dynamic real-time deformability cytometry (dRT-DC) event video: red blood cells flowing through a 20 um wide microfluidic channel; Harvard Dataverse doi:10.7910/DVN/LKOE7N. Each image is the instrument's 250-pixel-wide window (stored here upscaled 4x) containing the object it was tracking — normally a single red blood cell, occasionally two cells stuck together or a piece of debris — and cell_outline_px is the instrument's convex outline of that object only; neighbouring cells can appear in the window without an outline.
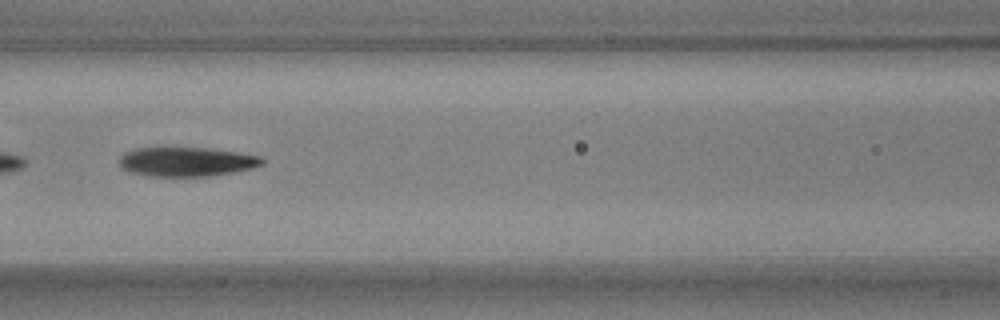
{"species": "common noctule bat (a hibernating species)", "species_latin": "Nyctalus noctula", "temperature_condition": "warm", "stored_images_in_passage": 39, "camera_frame_rate_fps": 3000, "um_per_image_px": 0.085, "animal": {"sex": "male", "body_mass_g": 17.9, "forearm_length_mm": 54.2}, "frame": {"image": 1, "passage_image": 9, "time_ms": 2.667, "image_size_px": [1000, 320], "cell_outline_px": [[264, 164], [252, 168], [212, 176], [152, 176], [132, 172], [120, 168], [120, 156], [124, 152], [136, 148], [208, 148], [264, 156]], "centroid_in_image_um": [15.89, 13.74], "position_along_channel_um": 150.7, "area_um2": 24.33}}
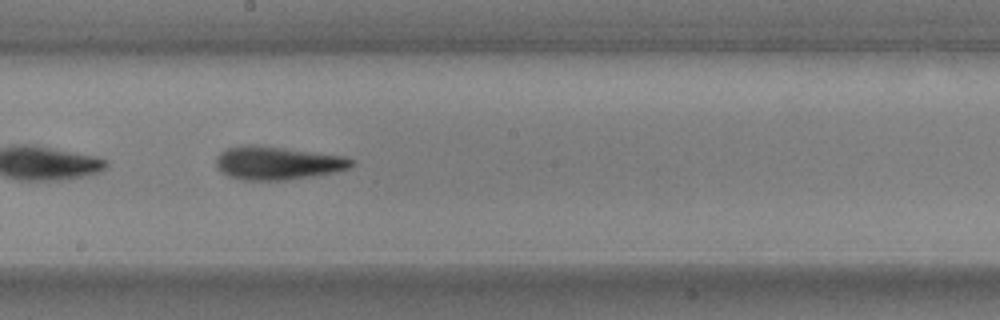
{"frame": {"image": 2, "passage_image": 15, "time_ms": 4.667, "image_size_px": [1000, 320], "cell_outline_px": [[352, 164], [348, 168], [336, 172], [284, 180], [240, 180], [228, 176], [220, 172], [216, 168], [216, 160], [220, 152], [228, 148], [248, 144], [256, 144], [344, 156], [352, 160]], "centroid_in_image_um": [23.52, 13.85], "position_along_channel_um": 224.7, "area_um2": 26.18}}
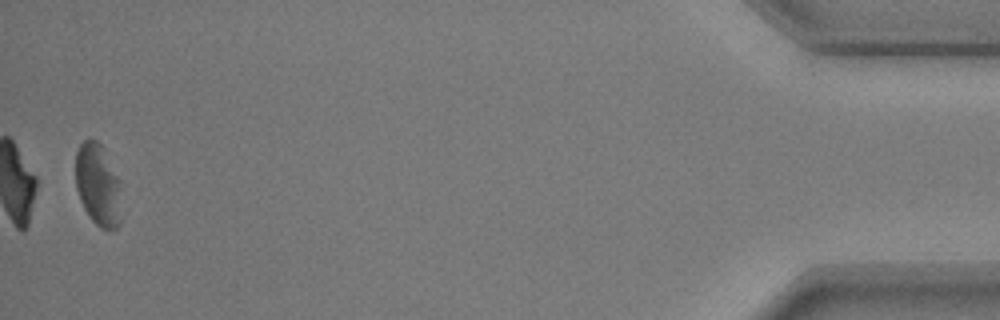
{"frame": {"image": 3, "passage_image": 38, "time_ms": 12.333, "image_size_px": [1000, 320], "cell_outline_px": [[120, 224], [116, 228], [100, 228], [88, 216], [80, 200], [76, 188], [76, 152], [80, 144], [84, 140], [96, 140], [104, 148], [120, 180]], "centroid_in_image_um": [8.33, 15.7], "position_along_channel_um": 426.9, "area_um2": 21.96}, "authors_computed_cell_mechanics": {"area_um2": 24.7962, "velocity_mm_per_s": 3.7093, "shape_relaxation_time_tau1_ms": 2.8666, "shape_relaxation_time_tau2_ms": 6.7268, "deformation_change_tau1": 0.1481, "deformation_change_tau2": 0.2044}}